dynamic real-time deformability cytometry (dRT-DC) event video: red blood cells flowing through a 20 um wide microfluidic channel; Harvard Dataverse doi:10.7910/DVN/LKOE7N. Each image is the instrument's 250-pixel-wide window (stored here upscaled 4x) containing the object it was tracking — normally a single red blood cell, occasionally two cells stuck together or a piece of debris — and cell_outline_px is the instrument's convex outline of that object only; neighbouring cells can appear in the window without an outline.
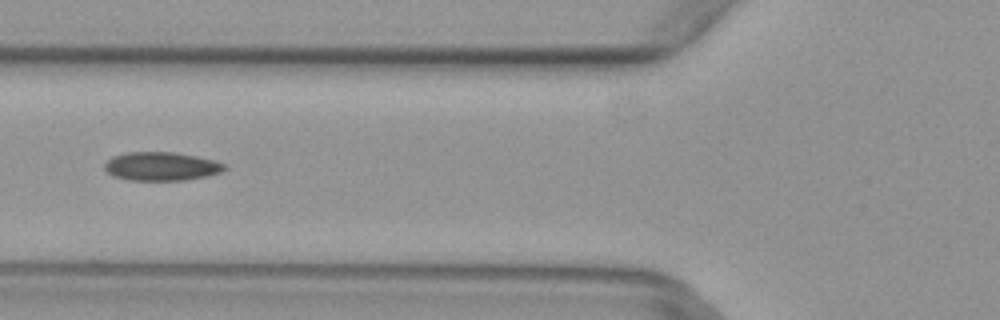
{"species": "common noctule bat (a hibernating species)", "species_latin": "Nyctalus noctula", "temperature_condition": "warm", "stored_images_in_passage": 6, "camera_frame_rate_fps": 3000, "um_per_image_px": 0.085, "animal": {"sex": "female", "body_mass_g": 29.2, "forearm_length_mm": 56.3}, "frame": {"image": 1, "passage_image": 6, "time_ms": 1.667, "image_size_px": [1000, 320], "cell_outline_px": [[228, 168], [220, 172], [208, 176], [184, 180], [128, 180], [112, 176], [104, 168], [104, 164], [112, 156], [128, 152], [176, 152], [216, 160], [228, 164]], "centroid_in_image_um": [13.75, 14.13], "position_along_channel_um": 112.0, "area_um2": 20.23}}